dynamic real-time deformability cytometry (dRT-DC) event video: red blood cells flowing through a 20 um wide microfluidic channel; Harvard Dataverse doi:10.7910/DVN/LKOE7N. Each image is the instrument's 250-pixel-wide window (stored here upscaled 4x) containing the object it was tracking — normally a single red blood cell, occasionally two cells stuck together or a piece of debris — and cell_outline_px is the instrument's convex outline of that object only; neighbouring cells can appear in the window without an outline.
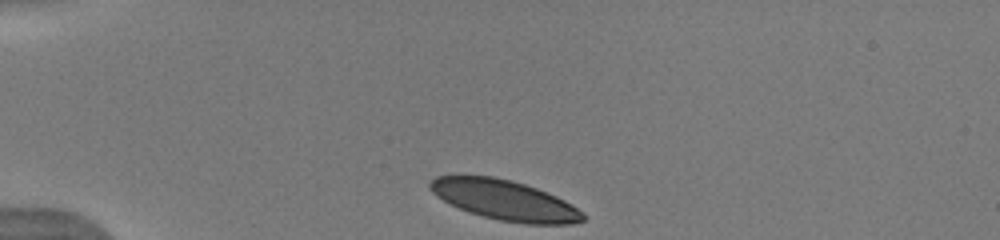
{"species": "human", "species_latin": "Homo sapiens", "temperature_condition": "warm", "stored_images_in_passage": 40, "camera_frame_rate_fps": 3000, "um_per_image_px": 0.085, "donor": {"sex": "male"}, "frame": {"image": 1, "passage_image": 1, "time_ms": 0.0, "image_size_px": [1000, 240], "cell_outline_px": [[584, 220], [572, 224], [524, 224], [500, 220], [484, 216], [460, 208], [436, 196], [428, 188], [428, 184], [436, 176], [492, 176], [512, 180], [536, 188], [556, 196], [564, 200], [584, 212]], "centroid_in_image_um": [42.92, 17.01], "position_along_channel_um": 42.1, "area_um2": 35.32}}
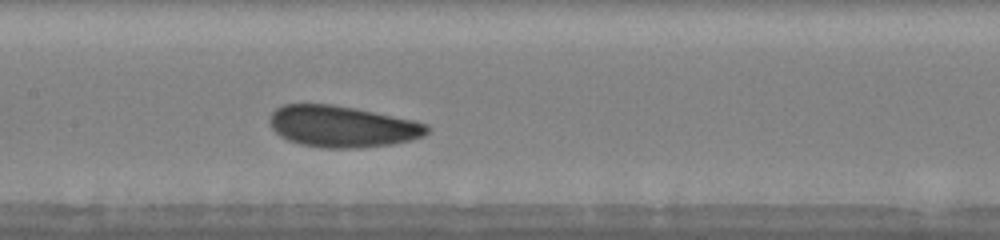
{"frame": {"image": 2, "passage_image": 15, "time_ms": 4.667, "image_size_px": [1000, 240], "cell_outline_px": [[432, 128], [424, 136], [412, 140], [392, 144], [360, 148], [320, 148], [300, 144], [288, 140], [280, 136], [272, 128], [268, 120], [272, 112], [276, 108], [284, 104], [332, 104], [356, 108], [412, 120], [428, 124]], "centroid_in_image_um": [29.09, 10.75], "position_along_channel_um": 178.3, "area_um2": 38.26}}
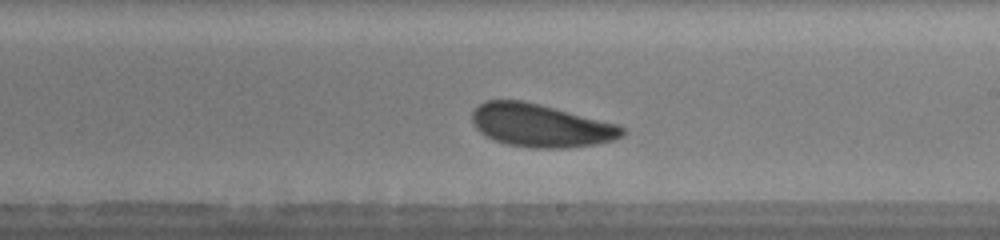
{"frame": {"image": 3, "passage_image": 20, "time_ms": 6.333, "image_size_px": [1000, 240], "cell_outline_px": [[624, 136], [612, 140], [596, 144], [564, 148], [532, 148], [504, 144], [484, 136], [472, 124], [472, 112], [484, 100], [524, 100], [620, 124], [624, 128]], "centroid_in_image_um": [45.95, 10.66], "position_along_channel_um": 243.0, "area_um2": 37.97}, "authors_computed_cell_mechanics": {"area_um2": 37.3388, "velocity_mm_per_s": 3.8925, "shape_relaxation_time_tau1_ms": 3.9149, "shape_relaxation_time_tau2_ms": 4.9448, "deformation_change_tau1": 0.1086, "deformation_change_tau2": 0.1234}}